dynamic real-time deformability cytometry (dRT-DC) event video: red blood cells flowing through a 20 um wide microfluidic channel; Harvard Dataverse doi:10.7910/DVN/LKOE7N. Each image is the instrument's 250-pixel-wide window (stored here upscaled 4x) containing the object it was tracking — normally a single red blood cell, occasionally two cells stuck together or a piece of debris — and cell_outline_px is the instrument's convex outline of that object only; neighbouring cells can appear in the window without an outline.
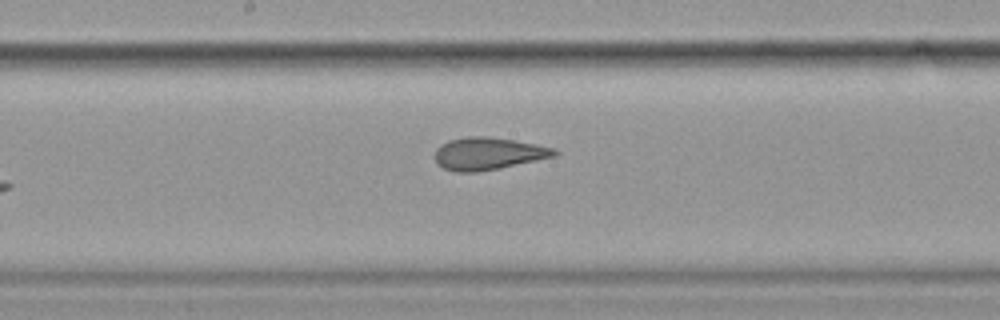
{"species": "common noctule bat (a hibernating species)", "species_latin": "Nyctalus noctula", "temperature_condition": "cold", "stored_images_in_passage": 10, "camera_frame_rate_fps": 3000, "um_per_image_px": 0.085, "animal": {"sex": "female", "body_mass_g": 19.9}, "frame": {"image": 1, "passage_image": 10, "time_ms": 3.0, "image_size_px": [1000, 320], "cell_outline_px": [[560, 152], [556, 156], [500, 168], [476, 172], [452, 172], [436, 164], [436, 148], [440, 144], [448, 140], [468, 136], [488, 136], [516, 140], [556, 148]], "centroid_in_image_um": [41.5, 13.05], "position_along_channel_um": 206.7, "area_um2": 22.83}}